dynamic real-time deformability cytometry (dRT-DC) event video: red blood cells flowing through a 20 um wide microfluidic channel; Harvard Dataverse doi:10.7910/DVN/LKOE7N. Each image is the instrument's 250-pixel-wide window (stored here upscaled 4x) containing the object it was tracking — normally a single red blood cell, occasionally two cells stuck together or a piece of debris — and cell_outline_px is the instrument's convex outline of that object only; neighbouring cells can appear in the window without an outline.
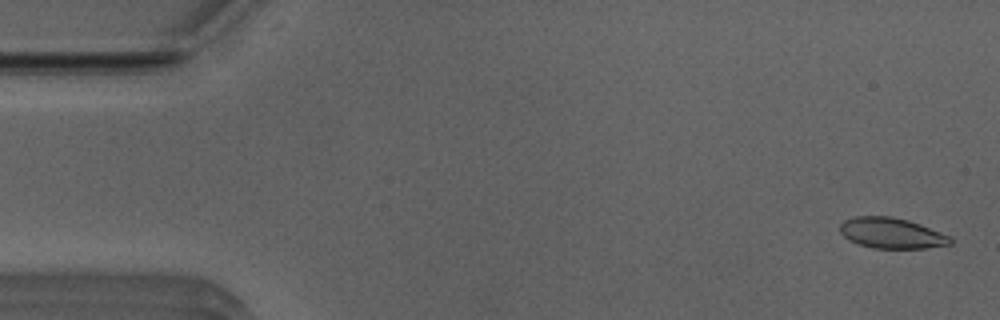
{"species": "Egyptian fruit bat (a non-hibernating species)", "species_latin": "Rousettus aegyptiacus", "temperature_condition": "room temperature", "stored_images_in_passage": 53, "camera_frame_rate_fps": 3000, "um_per_image_px": 0.085, "animal": {"sex": "male"}, "frame": {"image": 1, "passage_image": 2, "time_ms": 0.333, "image_size_px": [1000, 320], "cell_outline_px": [[952, 244], [924, 248], [872, 248], [848, 240], [840, 232], [840, 224], [844, 220], [852, 216], [892, 216], [908, 220], [920, 224], [952, 236]], "centroid_in_image_um": [75.78, 19.8], "position_along_channel_um": 9.2, "area_um2": 19.83}}
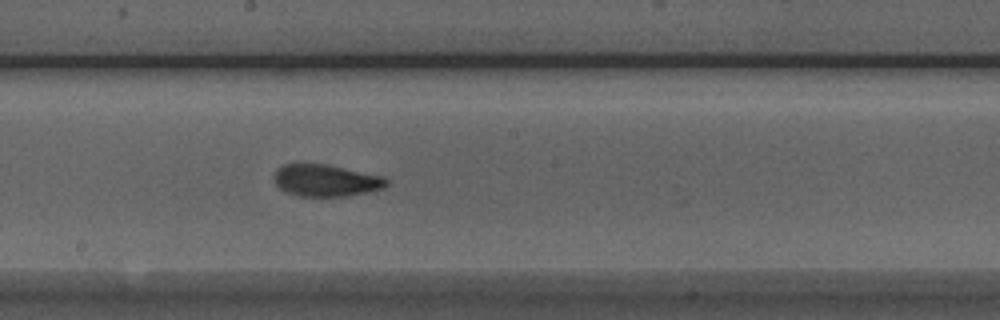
{"frame": {"image": 2, "passage_image": 28, "time_ms": 9.0, "image_size_px": [1000, 320], "cell_outline_px": [[388, 184], [384, 188], [368, 192], [348, 196], [300, 196], [288, 192], [280, 188], [276, 184], [276, 172], [284, 164], [324, 164], [380, 176], [388, 180]], "centroid_in_image_um": [27.73, 15.35], "position_along_channel_um": 220.5, "area_um2": 20.35}}
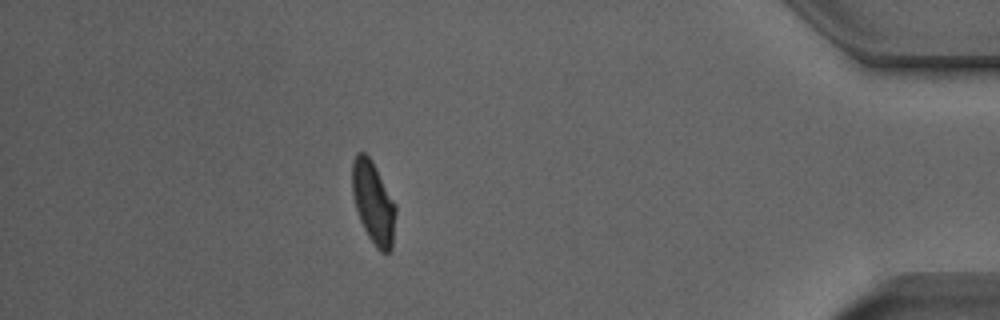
{"frame": {"image": 3, "passage_image": 46, "time_ms": 15.0, "image_size_px": [1000, 320], "cell_outline_px": [[396, 212], [392, 248], [388, 252], [380, 252], [376, 248], [368, 236], [360, 220], [356, 208], [352, 192], [352, 164], [356, 152], [364, 152], [372, 160], [396, 204]], "centroid_in_image_um": [31.74, 17.21], "position_along_channel_um": 403.5, "area_um2": 20.87}, "authors_computed_cell_mechanics": {"area_um2": 20.4612, "velocity_mm_per_s": 3.9034, "shape_relaxation_time_tau1_ms": 6.5867, "shape_relaxation_time_tau2_ms": 1.5938, "deformation_change_tau1": 0.1866, "deformation_change_tau2": 0.0734}}